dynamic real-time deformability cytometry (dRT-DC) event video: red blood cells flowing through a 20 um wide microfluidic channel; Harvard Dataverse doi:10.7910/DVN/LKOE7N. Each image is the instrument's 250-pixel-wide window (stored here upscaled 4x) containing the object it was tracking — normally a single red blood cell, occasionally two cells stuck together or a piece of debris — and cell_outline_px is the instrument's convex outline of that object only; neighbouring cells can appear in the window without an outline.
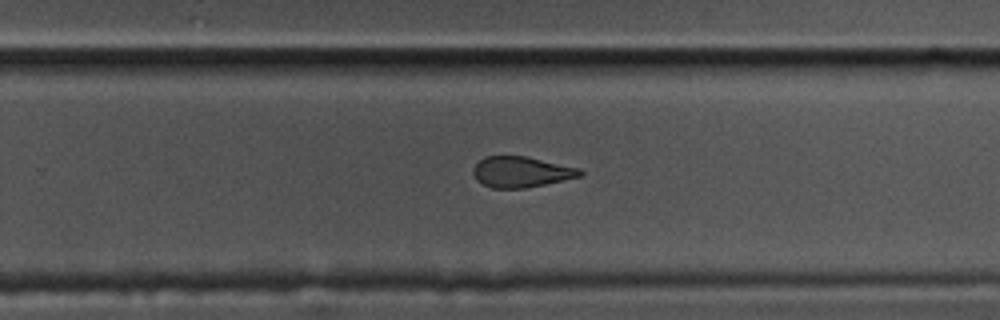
{"species": "common noctule bat (a hibernating species)", "species_latin": "Nyctalus noctula", "temperature_condition": "cold", "stored_images_in_passage": 49, "camera_frame_rate_fps": 3000, "um_per_image_px": 0.085, "animal": {"sex": "male", "body_mass_g": 17.5, "forearm_length_mm": 52.3}, "frame": {"image": 1, "passage_image": 27, "time_ms": 8.667, "image_size_px": [1000, 320], "cell_outline_px": [[584, 172], [580, 176], [544, 184], [524, 188], [492, 188], [476, 180], [472, 172], [472, 168], [484, 156], [528, 156], [580, 168]], "centroid_in_image_um": [44.28, 14.6], "position_along_channel_um": 285.5, "area_um2": 19.13}}
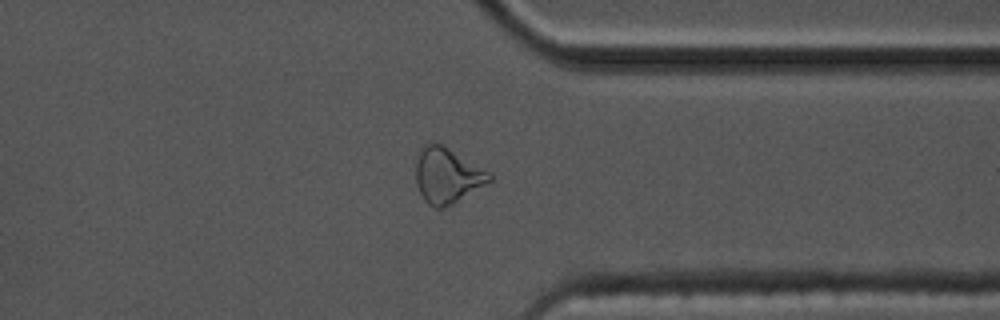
{"frame": {"image": 2, "passage_image": 35, "time_ms": 11.333, "image_size_px": [1000, 320], "cell_outline_px": [[492, 180], [452, 204], [444, 208], [436, 208], [428, 204], [424, 200], [416, 184], [416, 164], [420, 144], [428, 140], [436, 140], [444, 144], [492, 172]], "centroid_in_image_um": [37.99, 14.84], "position_along_channel_um": 373.4, "area_um2": 24.51}}
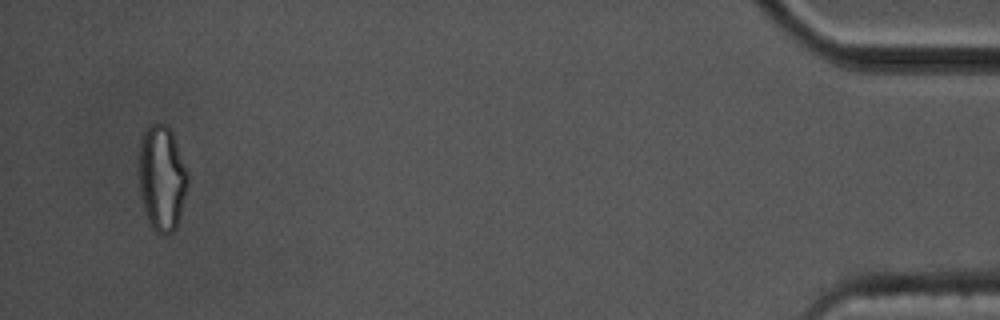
{"frame": {"image": 3, "passage_image": 46, "time_ms": 15.0, "image_size_px": [1000, 320], "cell_outline_px": [[188, 184], [180, 216], [176, 228], [172, 232], [164, 236], [160, 236], [148, 224], [140, 200], [140, 140], [148, 124], [160, 120], [168, 124], [172, 128], [188, 172]], "centroid_in_image_um": [13.77, 15.11], "position_along_channel_um": 421.4, "area_um2": 30.92}, "authors_computed_cell_mechanics": {"area_um2": 20.3456, "velocity_mm_per_s": 3.3977, "shape_relaxation_time_tau1_ms": 4.0738, "shape_relaxation_time_tau2_ms": 3.1136, "deformation_change_tau1": 0.1495, "deformation_change_tau2": 0.1125}}